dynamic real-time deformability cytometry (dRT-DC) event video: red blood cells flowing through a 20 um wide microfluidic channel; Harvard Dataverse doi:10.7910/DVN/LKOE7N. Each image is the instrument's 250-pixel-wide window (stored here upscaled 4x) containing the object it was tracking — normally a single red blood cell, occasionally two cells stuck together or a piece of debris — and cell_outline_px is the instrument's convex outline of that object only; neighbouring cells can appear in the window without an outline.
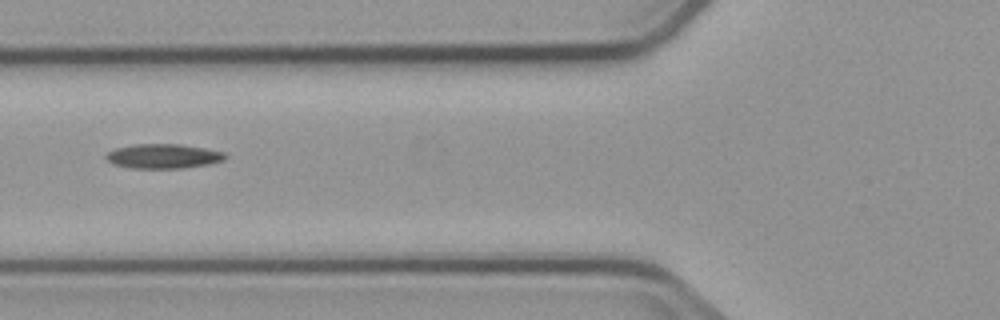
{"species": "common noctule bat (a hibernating species)", "species_latin": "Nyctalus noctula", "temperature_condition": "cold", "stored_images_in_passage": 8, "camera_frame_rate_fps": 3000, "um_per_image_px": 0.085, "animal": {"sex": "male", "body_mass_g": 23.1, "forearm_length_mm": 52.7}, "frame": {"image": 1, "passage_image": 6, "time_ms": 7.0, "image_size_px": [1000, 320], "cell_outline_px": [[228, 156], [224, 160], [208, 164], [184, 168], [132, 168], [112, 164], [104, 156], [108, 152], [116, 148], [132, 144], [180, 144], [204, 148], [224, 152]], "centroid_in_image_um": [13.87, 13.27], "position_along_channel_um": 111.9, "area_um2": 17.05}}
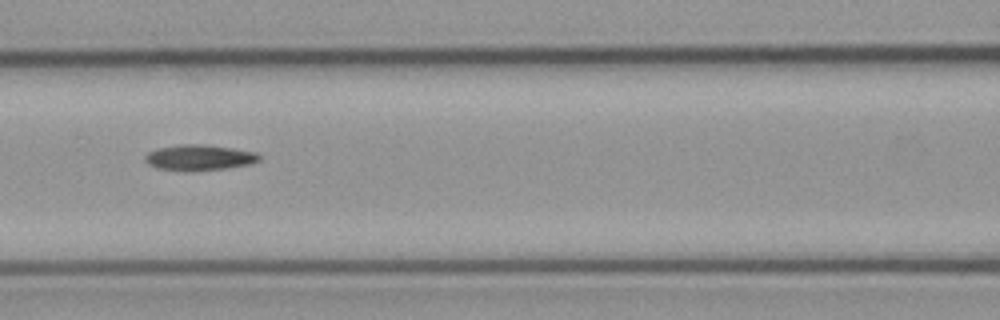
{"frame": {"image": 2, "passage_image": 7, "time_ms": 8.0, "image_size_px": [1000, 320], "cell_outline_px": [[260, 160], [248, 164], [224, 168], [184, 172], [160, 168], [148, 164], [144, 160], [144, 156], [148, 152], [156, 148], [180, 144], [204, 144], [232, 148], [256, 152], [260, 156]], "centroid_in_image_um": [16.89, 13.38], "position_along_channel_um": 149.7, "area_um2": 17.11}}
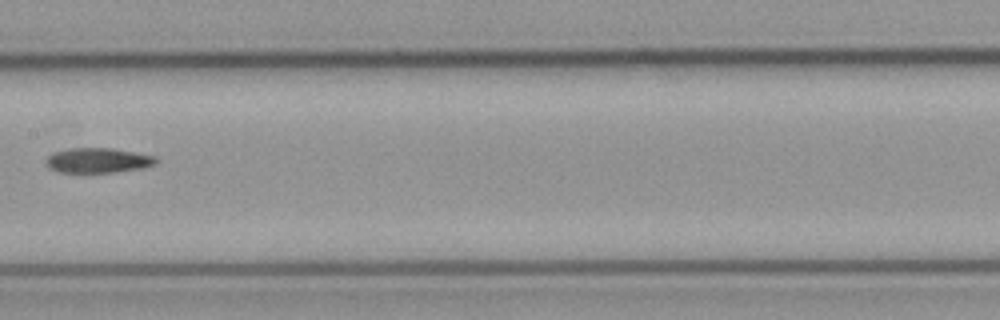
{"frame": {"image": 3, "passage_image": 8, "time_ms": 9.333, "image_size_px": [1000, 320], "cell_outline_px": [[160, 160], [156, 164], [140, 168], [112, 172], [60, 172], [52, 168], [44, 160], [52, 152], [68, 148], [112, 148], [136, 152], [156, 156]], "centroid_in_image_um": [8.36, 13.61], "position_along_channel_um": 199.0, "area_um2": 15.95}}